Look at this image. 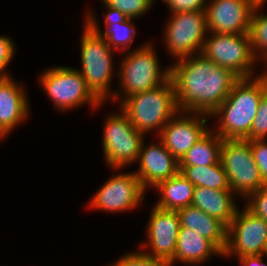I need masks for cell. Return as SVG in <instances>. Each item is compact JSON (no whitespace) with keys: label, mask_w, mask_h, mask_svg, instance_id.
I'll return each mask as SVG.
<instances>
[{"label":"cell","mask_w":267,"mask_h":266,"mask_svg":"<svg viewBox=\"0 0 267 266\" xmlns=\"http://www.w3.org/2000/svg\"><path fill=\"white\" fill-rule=\"evenodd\" d=\"M179 111L211 115L240 79L202 53L183 57L170 67Z\"/></svg>","instance_id":"1"},{"label":"cell","mask_w":267,"mask_h":266,"mask_svg":"<svg viewBox=\"0 0 267 266\" xmlns=\"http://www.w3.org/2000/svg\"><path fill=\"white\" fill-rule=\"evenodd\" d=\"M266 90L267 76L263 72L252 78H240L210 115L219 121L218 127L212 130L222 139H247Z\"/></svg>","instance_id":"2"},{"label":"cell","mask_w":267,"mask_h":266,"mask_svg":"<svg viewBox=\"0 0 267 266\" xmlns=\"http://www.w3.org/2000/svg\"><path fill=\"white\" fill-rule=\"evenodd\" d=\"M119 105L131 124L144 134L157 129L159 135L179 111L171 78L154 89L127 97Z\"/></svg>","instance_id":"3"},{"label":"cell","mask_w":267,"mask_h":266,"mask_svg":"<svg viewBox=\"0 0 267 266\" xmlns=\"http://www.w3.org/2000/svg\"><path fill=\"white\" fill-rule=\"evenodd\" d=\"M156 54L153 44L146 43L129 51L121 59V67L117 72L121 93L114 91L111 100L122 103L127 97L154 89L170 79V66L161 70Z\"/></svg>","instance_id":"4"},{"label":"cell","mask_w":267,"mask_h":266,"mask_svg":"<svg viewBox=\"0 0 267 266\" xmlns=\"http://www.w3.org/2000/svg\"><path fill=\"white\" fill-rule=\"evenodd\" d=\"M84 22L80 39L82 69L78 71L85 79L87 87L104 103L114 95L113 90H110L114 77V50L86 20Z\"/></svg>","instance_id":"5"},{"label":"cell","mask_w":267,"mask_h":266,"mask_svg":"<svg viewBox=\"0 0 267 266\" xmlns=\"http://www.w3.org/2000/svg\"><path fill=\"white\" fill-rule=\"evenodd\" d=\"M38 78L47 96L53 101L55 109L60 111L79 108L78 106L85 103H89L93 109L104 104L87 87L85 79L76 68H49Z\"/></svg>","instance_id":"6"},{"label":"cell","mask_w":267,"mask_h":266,"mask_svg":"<svg viewBox=\"0 0 267 266\" xmlns=\"http://www.w3.org/2000/svg\"><path fill=\"white\" fill-rule=\"evenodd\" d=\"M201 53L217 66L231 70L239 78L255 77L253 69L256 67L253 66L257 60L251 49L248 33L228 34L208 31Z\"/></svg>","instance_id":"7"},{"label":"cell","mask_w":267,"mask_h":266,"mask_svg":"<svg viewBox=\"0 0 267 266\" xmlns=\"http://www.w3.org/2000/svg\"><path fill=\"white\" fill-rule=\"evenodd\" d=\"M106 117L103 129V153L109 168L119 170L135 163L139 158L145 135L139 132L120 110Z\"/></svg>","instance_id":"8"},{"label":"cell","mask_w":267,"mask_h":266,"mask_svg":"<svg viewBox=\"0 0 267 266\" xmlns=\"http://www.w3.org/2000/svg\"><path fill=\"white\" fill-rule=\"evenodd\" d=\"M220 162L227 174L230 190L244 199L266 185L253 160L251 144L246 139H223Z\"/></svg>","instance_id":"9"},{"label":"cell","mask_w":267,"mask_h":266,"mask_svg":"<svg viewBox=\"0 0 267 266\" xmlns=\"http://www.w3.org/2000/svg\"><path fill=\"white\" fill-rule=\"evenodd\" d=\"M165 26V47L176 60L199 54L208 34L205 11L170 15Z\"/></svg>","instance_id":"10"},{"label":"cell","mask_w":267,"mask_h":266,"mask_svg":"<svg viewBox=\"0 0 267 266\" xmlns=\"http://www.w3.org/2000/svg\"><path fill=\"white\" fill-rule=\"evenodd\" d=\"M266 250L267 222L246 207L242 211L238 209L227 227V245L223 257L266 255Z\"/></svg>","instance_id":"11"},{"label":"cell","mask_w":267,"mask_h":266,"mask_svg":"<svg viewBox=\"0 0 267 266\" xmlns=\"http://www.w3.org/2000/svg\"><path fill=\"white\" fill-rule=\"evenodd\" d=\"M146 190L134 172L112 175L94 194L89 207L111 213L135 209L143 201Z\"/></svg>","instance_id":"12"},{"label":"cell","mask_w":267,"mask_h":266,"mask_svg":"<svg viewBox=\"0 0 267 266\" xmlns=\"http://www.w3.org/2000/svg\"><path fill=\"white\" fill-rule=\"evenodd\" d=\"M147 226V243L140 244L144 254L169 264L174 257L180 222L177 211L165 210L154 205Z\"/></svg>","instance_id":"13"},{"label":"cell","mask_w":267,"mask_h":266,"mask_svg":"<svg viewBox=\"0 0 267 266\" xmlns=\"http://www.w3.org/2000/svg\"><path fill=\"white\" fill-rule=\"evenodd\" d=\"M207 116L210 117L203 113L178 111L163 127L159 139L178 161L210 130L206 126Z\"/></svg>","instance_id":"14"},{"label":"cell","mask_w":267,"mask_h":266,"mask_svg":"<svg viewBox=\"0 0 267 266\" xmlns=\"http://www.w3.org/2000/svg\"><path fill=\"white\" fill-rule=\"evenodd\" d=\"M253 11L246 0H211L205 7L207 29L215 33H248Z\"/></svg>","instance_id":"15"},{"label":"cell","mask_w":267,"mask_h":266,"mask_svg":"<svg viewBox=\"0 0 267 266\" xmlns=\"http://www.w3.org/2000/svg\"><path fill=\"white\" fill-rule=\"evenodd\" d=\"M159 144L141 145L139 153V169L134 174L147 191L149 186L155 187L159 182L168 180L179 173V161L165 147Z\"/></svg>","instance_id":"16"},{"label":"cell","mask_w":267,"mask_h":266,"mask_svg":"<svg viewBox=\"0 0 267 266\" xmlns=\"http://www.w3.org/2000/svg\"><path fill=\"white\" fill-rule=\"evenodd\" d=\"M23 88L11 77L0 79V129L7 135L29 115V100Z\"/></svg>","instance_id":"17"},{"label":"cell","mask_w":267,"mask_h":266,"mask_svg":"<svg viewBox=\"0 0 267 266\" xmlns=\"http://www.w3.org/2000/svg\"><path fill=\"white\" fill-rule=\"evenodd\" d=\"M234 194L231 190H216L196 186L191 205L198 207L228 227L240 209L236 206Z\"/></svg>","instance_id":"18"},{"label":"cell","mask_w":267,"mask_h":266,"mask_svg":"<svg viewBox=\"0 0 267 266\" xmlns=\"http://www.w3.org/2000/svg\"><path fill=\"white\" fill-rule=\"evenodd\" d=\"M177 213L180 228L196 231L224 253L227 245V227L221 221L193 205L179 209Z\"/></svg>","instance_id":"19"},{"label":"cell","mask_w":267,"mask_h":266,"mask_svg":"<svg viewBox=\"0 0 267 266\" xmlns=\"http://www.w3.org/2000/svg\"><path fill=\"white\" fill-rule=\"evenodd\" d=\"M212 255L223 257V253L211 241L202 237L196 231L180 228L175 254L169 266H173L175 262L186 265L201 264Z\"/></svg>","instance_id":"20"},{"label":"cell","mask_w":267,"mask_h":266,"mask_svg":"<svg viewBox=\"0 0 267 266\" xmlns=\"http://www.w3.org/2000/svg\"><path fill=\"white\" fill-rule=\"evenodd\" d=\"M91 12V13H90ZM97 15H92V11H88L85 16L86 20L107 42V44L115 51L128 50L134 41L136 29L133 19L121 16L105 14L104 22L106 30L102 33V29L98 25ZM132 22V23H131Z\"/></svg>","instance_id":"21"},{"label":"cell","mask_w":267,"mask_h":266,"mask_svg":"<svg viewBox=\"0 0 267 266\" xmlns=\"http://www.w3.org/2000/svg\"><path fill=\"white\" fill-rule=\"evenodd\" d=\"M154 188L158 189L160 198L155 206L165 210L178 211L191 205L195 186L183 175H177L159 182Z\"/></svg>","instance_id":"22"},{"label":"cell","mask_w":267,"mask_h":266,"mask_svg":"<svg viewBox=\"0 0 267 266\" xmlns=\"http://www.w3.org/2000/svg\"><path fill=\"white\" fill-rule=\"evenodd\" d=\"M223 139L211 129L180 159L179 166H208L220 162Z\"/></svg>","instance_id":"23"},{"label":"cell","mask_w":267,"mask_h":266,"mask_svg":"<svg viewBox=\"0 0 267 266\" xmlns=\"http://www.w3.org/2000/svg\"><path fill=\"white\" fill-rule=\"evenodd\" d=\"M179 173L195 187L230 190L227 174L221 162L208 166H179Z\"/></svg>","instance_id":"24"},{"label":"cell","mask_w":267,"mask_h":266,"mask_svg":"<svg viewBox=\"0 0 267 266\" xmlns=\"http://www.w3.org/2000/svg\"><path fill=\"white\" fill-rule=\"evenodd\" d=\"M261 7L254 8L249 26L251 49L257 61L267 64V15L260 14Z\"/></svg>","instance_id":"25"},{"label":"cell","mask_w":267,"mask_h":266,"mask_svg":"<svg viewBox=\"0 0 267 266\" xmlns=\"http://www.w3.org/2000/svg\"><path fill=\"white\" fill-rule=\"evenodd\" d=\"M107 14L137 19L151 9L155 0H101Z\"/></svg>","instance_id":"26"},{"label":"cell","mask_w":267,"mask_h":266,"mask_svg":"<svg viewBox=\"0 0 267 266\" xmlns=\"http://www.w3.org/2000/svg\"><path fill=\"white\" fill-rule=\"evenodd\" d=\"M267 137V90L262 94L250 135L246 140H264Z\"/></svg>","instance_id":"27"},{"label":"cell","mask_w":267,"mask_h":266,"mask_svg":"<svg viewBox=\"0 0 267 266\" xmlns=\"http://www.w3.org/2000/svg\"><path fill=\"white\" fill-rule=\"evenodd\" d=\"M111 266H169L166 262L152 258L142 251L130 252L121 256L118 261L110 264ZM109 265V266H110Z\"/></svg>","instance_id":"28"},{"label":"cell","mask_w":267,"mask_h":266,"mask_svg":"<svg viewBox=\"0 0 267 266\" xmlns=\"http://www.w3.org/2000/svg\"><path fill=\"white\" fill-rule=\"evenodd\" d=\"M246 198L245 207L254 215L263 218L267 222V186L252 192Z\"/></svg>","instance_id":"29"},{"label":"cell","mask_w":267,"mask_h":266,"mask_svg":"<svg viewBox=\"0 0 267 266\" xmlns=\"http://www.w3.org/2000/svg\"><path fill=\"white\" fill-rule=\"evenodd\" d=\"M249 142L251 144L253 160L259 169L263 183L267 186V139Z\"/></svg>","instance_id":"30"},{"label":"cell","mask_w":267,"mask_h":266,"mask_svg":"<svg viewBox=\"0 0 267 266\" xmlns=\"http://www.w3.org/2000/svg\"><path fill=\"white\" fill-rule=\"evenodd\" d=\"M15 44L8 36L0 35V79L9 78L11 75L5 70L15 54Z\"/></svg>","instance_id":"31"},{"label":"cell","mask_w":267,"mask_h":266,"mask_svg":"<svg viewBox=\"0 0 267 266\" xmlns=\"http://www.w3.org/2000/svg\"><path fill=\"white\" fill-rule=\"evenodd\" d=\"M169 8L171 14L178 12L205 11L206 0H162ZM206 4V5H205Z\"/></svg>","instance_id":"32"},{"label":"cell","mask_w":267,"mask_h":266,"mask_svg":"<svg viewBox=\"0 0 267 266\" xmlns=\"http://www.w3.org/2000/svg\"><path fill=\"white\" fill-rule=\"evenodd\" d=\"M266 255H252L237 258L241 266H267V262L263 261V257Z\"/></svg>","instance_id":"33"},{"label":"cell","mask_w":267,"mask_h":266,"mask_svg":"<svg viewBox=\"0 0 267 266\" xmlns=\"http://www.w3.org/2000/svg\"><path fill=\"white\" fill-rule=\"evenodd\" d=\"M248 1L254 8L261 7L264 5L266 0H246Z\"/></svg>","instance_id":"34"},{"label":"cell","mask_w":267,"mask_h":266,"mask_svg":"<svg viewBox=\"0 0 267 266\" xmlns=\"http://www.w3.org/2000/svg\"><path fill=\"white\" fill-rule=\"evenodd\" d=\"M4 137L7 138V134L2 129H0V140H2V138Z\"/></svg>","instance_id":"35"},{"label":"cell","mask_w":267,"mask_h":266,"mask_svg":"<svg viewBox=\"0 0 267 266\" xmlns=\"http://www.w3.org/2000/svg\"><path fill=\"white\" fill-rule=\"evenodd\" d=\"M266 68H267V64H266ZM266 76H267V70H265V72H263Z\"/></svg>","instance_id":"36"}]
</instances>
